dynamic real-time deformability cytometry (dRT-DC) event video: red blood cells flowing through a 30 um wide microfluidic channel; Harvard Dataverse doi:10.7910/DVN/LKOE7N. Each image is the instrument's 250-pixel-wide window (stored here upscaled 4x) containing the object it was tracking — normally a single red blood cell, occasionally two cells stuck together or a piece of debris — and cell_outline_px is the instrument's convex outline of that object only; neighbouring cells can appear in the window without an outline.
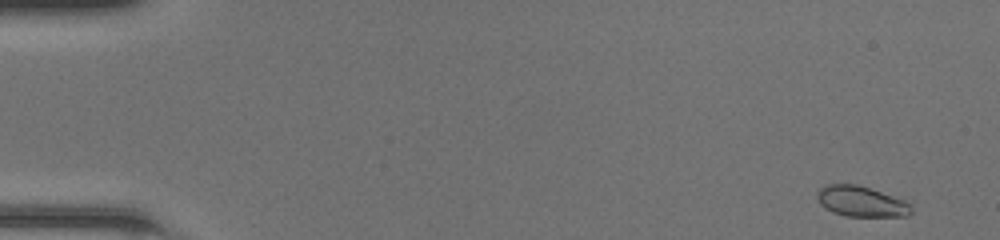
{"species": "common noctule bat (a hibernating species)", "species_latin": "Nyctalus noctula", "temperature_condition": "room temperature", "stored_images_in_passage": 47, "camera_frame_rate_fps": 3000, "um_per_image_px": 0.085, "animal": {"sex": "female", "body_mass_g": 20.0, "forearm_length_mm": 54.0}, "frame": {"image": 1, "passage_image": 1, "time_ms": 0.0, "image_size_px": [1000, 240], "cell_outline_px": [[912, 212], [908, 216], [844, 216], [832, 212], [824, 208], [820, 204], [816, 196], [816, 192], [824, 184], [856, 184], [904, 200], [912, 204]], "centroid_in_image_um": [73.17, 17.13], "position_along_channel_um": 11.8, "area_um2": 16.82}}
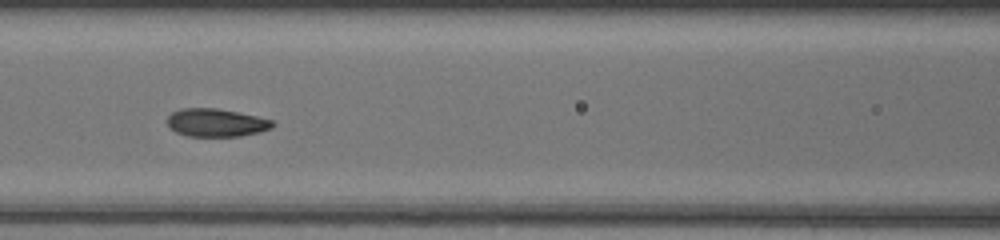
{"frame": {"image": 2, "passage_image": 21, "time_ms": 6.667, "image_size_px": [1000, 240], "cell_outline_px": [[276, 124], [272, 128], [260, 132], [240, 136], [188, 136], [176, 132], [168, 124], [168, 116], [172, 112], [180, 108], [216, 108], [256, 116], [272, 120]], "centroid_in_image_um": [18.39, 10.42], "position_along_channel_um": 148.2, "area_um2": 17.11}}
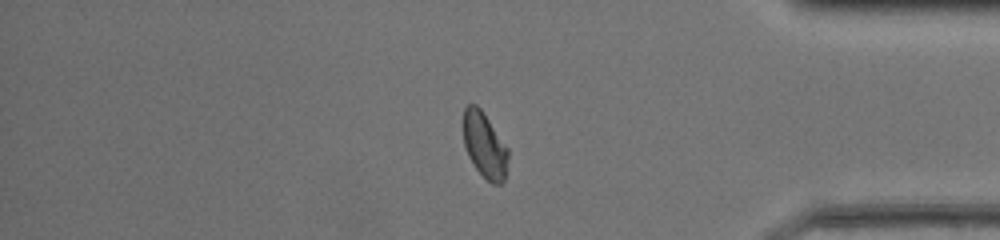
{"frame": {"image": 3, "passage_image": 40, "time_ms": 13.0, "image_size_px": [1000, 240], "cell_outline_px": [[508, 156], [504, 180], [500, 184], [492, 184], [476, 168], [468, 156], [464, 144], [464, 108], [468, 104], [476, 104], [480, 108], [508, 148]], "centroid_in_image_um": [41.19, 12.34], "position_along_channel_um": 394.0, "area_um2": 16.76}, "authors_computed_cell_mechanics": {"area_um2": 17.1088, "velocity_mm_per_s": 4.2618, "shape_relaxation_time_tau1_ms": 2.0296, "shape_relaxation_time_tau2_ms": 0.8008, "deformation_change_tau1": 0.1199, "deformation_change_tau2": 0.0491}}